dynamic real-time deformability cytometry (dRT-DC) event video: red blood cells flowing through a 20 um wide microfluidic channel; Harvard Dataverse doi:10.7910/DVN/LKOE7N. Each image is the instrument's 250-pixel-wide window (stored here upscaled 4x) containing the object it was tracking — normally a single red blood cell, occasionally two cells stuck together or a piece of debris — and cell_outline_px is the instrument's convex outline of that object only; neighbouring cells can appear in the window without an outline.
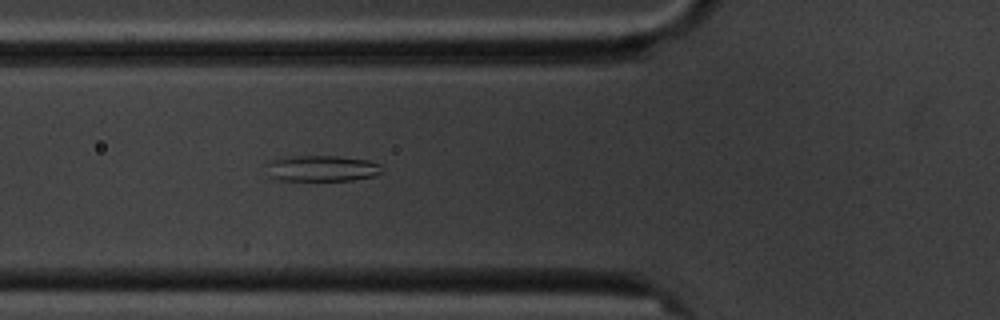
{"species": "common noctule bat (a hibernating species)", "species_latin": "Nyctalus noctula", "temperature_condition": "cold", "stored_images_in_passage": 6, "camera_frame_rate_fps": 3000, "um_per_image_px": 0.085, "animal": {"sex": "male", "body_mass_g": 20.1, "forearm_length_mm": 53.5}, "frame": {"image": 1, "passage_image": 6, "time_ms": 5.333, "image_size_px": [1000, 320], "cell_outline_px": [[380, 172], [376, 176], [352, 180], [280, 180], [272, 176], [268, 164], [272, 160], [296, 156], [336, 156], [368, 160], [380, 164]], "centroid_in_image_um": [27.44, 14.31], "position_along_channel_um": 98.4, "area_um2": 16.99}}